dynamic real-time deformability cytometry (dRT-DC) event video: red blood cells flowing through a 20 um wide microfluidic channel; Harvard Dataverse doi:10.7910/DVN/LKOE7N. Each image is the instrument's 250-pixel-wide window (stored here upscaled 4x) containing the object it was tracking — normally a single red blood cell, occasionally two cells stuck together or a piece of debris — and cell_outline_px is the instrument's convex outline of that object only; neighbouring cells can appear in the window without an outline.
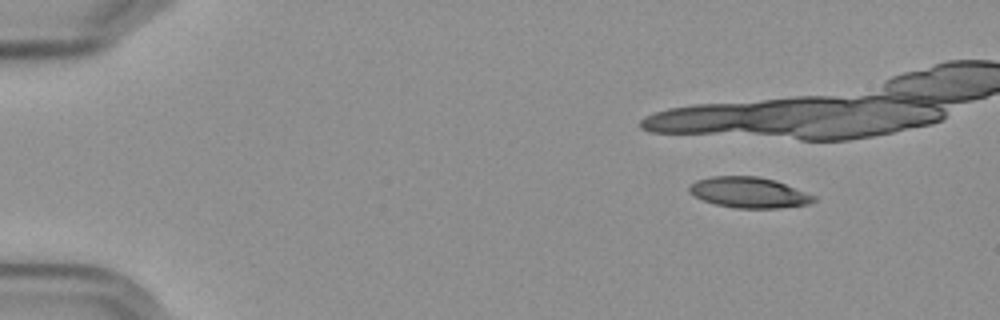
{"species": "Egyptian fruit bat (a non-hibernating species)", "species_latin": "Rousettus aegyptiacus", "temperature_condition": "cold", "stored_images_in_passage": 14, "camera_frame_rate_fps": 3000, "um_per_image_px": 0.085, "frame": {"image": 1, "passage_image": 5, "time_ms": 1.333, "image_size_px": [1000, 320], "cell_outline_px": [[816, 200], [808, 204], [780, 208], [736, 208], [716, 204], [704, 200], [688, 192], [688, 184], [696, 180], [712, 176], [756, 176], [776, 180], [816, 196]], "centroid_in_image_um": [63.65, 16.35], "position_along_channel_um": 21.3, "area_um2": 22.31}}